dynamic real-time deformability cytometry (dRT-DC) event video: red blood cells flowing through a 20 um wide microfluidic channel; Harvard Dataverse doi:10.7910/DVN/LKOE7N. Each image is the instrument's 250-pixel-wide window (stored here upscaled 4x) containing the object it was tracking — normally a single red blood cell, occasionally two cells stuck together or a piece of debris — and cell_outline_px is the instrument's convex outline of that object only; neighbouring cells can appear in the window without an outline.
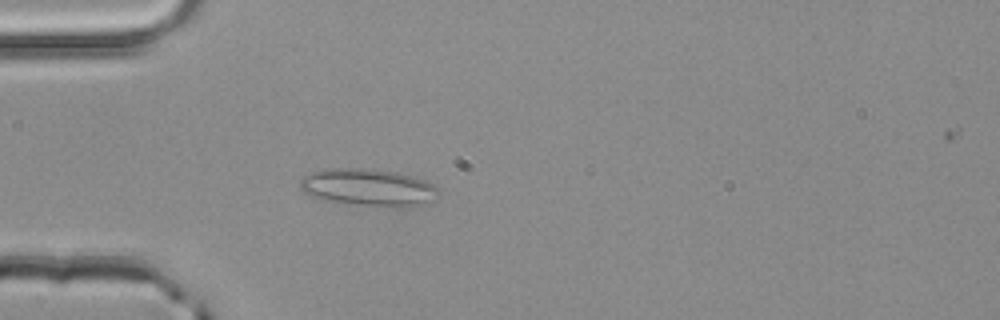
{"species": "common noctule bat (a hibernating species)", "species_latin": "Nyctalus noctula", "temperature_condition": "room temperature", "stored_images_in_passage": 51, "camera_frame_rate_fps": 3000, "um_per_image_px": 0.085, "animal": {"sex": "male", "body_mass_g": 20.4}, "frame": {"image": 1, "passage_image": 15, "time_ms": 4.667, "image_size_px": [1000, 320], "cell_outline_px": [[440, 192], [420, 204], [404, 208], [356, 204], [320, 200], [304, 192], [300, 188], [300, 180], [304, 176], [312, 172], [328, 168], [360, 168], [396, 172], [412, 176], [424, 180], [440, 188]], "centroid_in_image_um": [31.26, 15.93], "position_along_channel_um": 53.7, "area_um2": 29.82}}
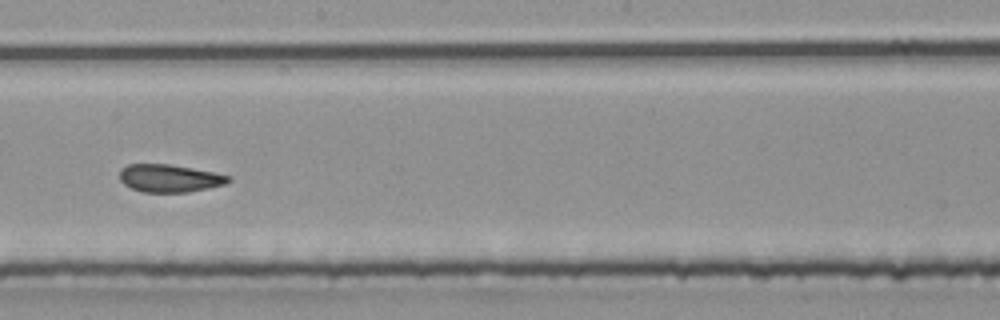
{"frame": {"image": 2, "passage_image": 29, "time_ms": 9.333, "image_size_px": [1000, 320], "cell_outline_px": [[232, 180], [224, 184], [208, 188], [188, 192], [144, 192], [132, 188], [124, 184], [120, 180], [120, 172], [128, 164], [168, 164], [212, 172], [232, 176]], "centroid_in_image_um": [14.43, 15.15], "position_along_channel_um": 233.8, "area_um2": 17.34}}
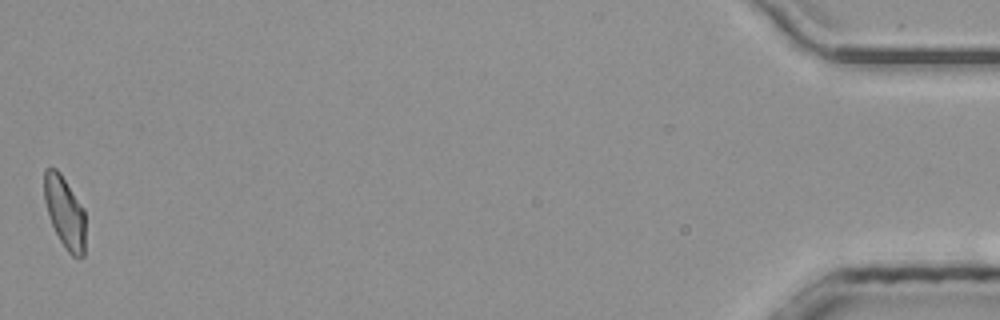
{"frame": {"image": 3, "passage_image": 51, "time_ms": 16.667, "image_size_px": [1000, 320], "cell_outline_px": [[84, 256], [80, 260], [72, 256], [68, 252], [60, 240], [48, 216], [44, 200], [44, 168], [56, 168], [60, 172], [84, 208]], "centroid_in_image_um": [5.5, 18.04], "position_along_channel_um": 429.7, "area_um2": 17.28}, "authors_computed_cell_mechanics": {"area_um2": 18.4382, "velocity_mm_per_s": 4.0577, "shape_relaxation_time_tau1_ms": 4.7991, "shape_relaxation_time_tau2_ms": 1.2762, "deformation_change_tau1": 0.1168, "deformation_change_tau2": 0.0855}}